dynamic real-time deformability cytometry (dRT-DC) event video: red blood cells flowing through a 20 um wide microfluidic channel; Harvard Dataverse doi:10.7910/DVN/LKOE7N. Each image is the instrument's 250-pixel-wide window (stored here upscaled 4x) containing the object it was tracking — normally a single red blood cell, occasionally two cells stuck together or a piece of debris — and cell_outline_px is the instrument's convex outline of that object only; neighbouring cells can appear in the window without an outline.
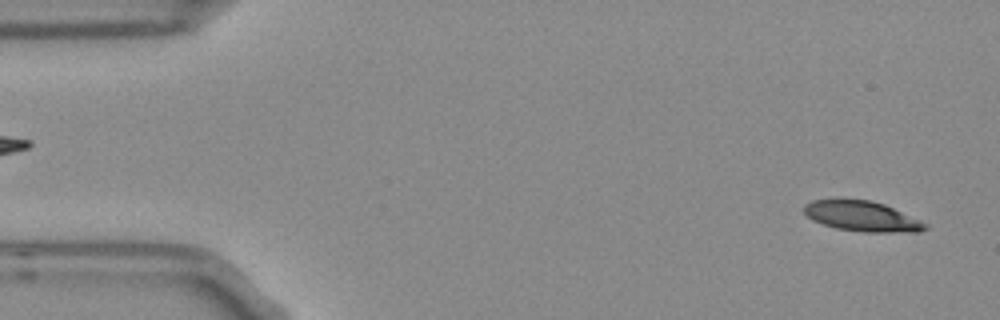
{"species": "Egyptian fruit bat (a non-hibernating species)", "species_latin": "Rousettus aegyptiacus", "temperature_condition": "room temperature", "stored_images_in_passage": 5, "segment_of_instrument_passage": [2, 2], "camera_frame_rate_fps": 3000, "um_per_image_px": 0.085, "frame": {"image": 1, "passage_image": 5, "time_ms": 1.333, "image_size_px": [1000, 320], "cell_outline_px": [[928, 228], [920, 232], [864, 232], [836, 228], [812, 220], [804, 212], [804, 204], [812, 200], [836, 196], [872, 200], [884, 204], [920, 220], [928, 224]], "centroid_in_image_um": [73.22, 18.33], "position_along_channel_um": 11.8, "area_um2": 22.02}}